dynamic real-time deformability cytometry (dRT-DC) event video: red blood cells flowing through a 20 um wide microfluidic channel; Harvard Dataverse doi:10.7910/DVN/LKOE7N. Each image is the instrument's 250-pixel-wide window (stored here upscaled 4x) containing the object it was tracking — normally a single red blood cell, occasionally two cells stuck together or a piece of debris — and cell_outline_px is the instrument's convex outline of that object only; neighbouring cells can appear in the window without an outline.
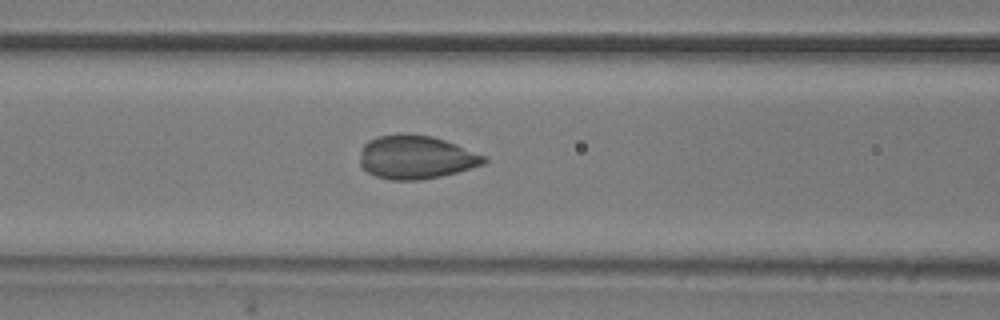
{"species": "common noctule bat (a hibernating species)", "species_latin": "Nyctalus noctula", "temperature_condition": "room temperature", "stored_images_in_passage": 48, "camera_frame_rate_fps": 3000, "um_per_image_px": 0.085, "animal": {"sex": "male", "body_mass_g": 20.5, "forearm_length_mm": 52.5}, "frame": {"image": 1, "passage_image": 17, "time_ms": 5.333, "image_size_px": [1000, 320], "cell_outline_px": [[488, 160], [484, 164], [472, 168], [440, 176], [420, 180], [392, 180], [376, 176], [368, 172], [360, 164], [360, 148], [368, 140], [376, 136], [400, 132], [404, 132], [432, 136], [456, 144], [488, 156]], "centroid_in_image_um": [35.35, 13.34], "position_along_channel_um": 131.2, "area_um2": 31.91}}
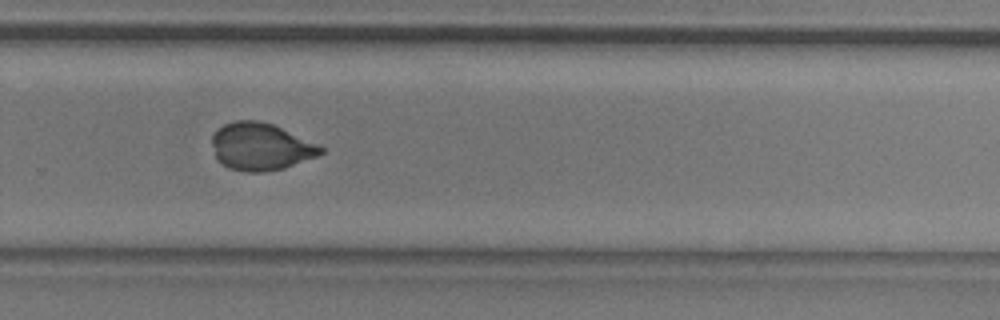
{"frame": {"image": 2, "passage_image": 31, "time_ms": 10.0, "image_size_px": [1000, 320], "cell_outline_px": [[324, 152], [316, 156], [284, 168], [264, 172], [244, 172], [228, 168], [220, 164], [216, 160], [212, 144], [212, 136], [224, 124], [236, 120], [260, 120], [272, 124], [320, 144], [324, 148]], "centroid_in_image_um": [22.15, 12.47], "position_along_channel_um": 307.6, "area_um2": 30.17}}
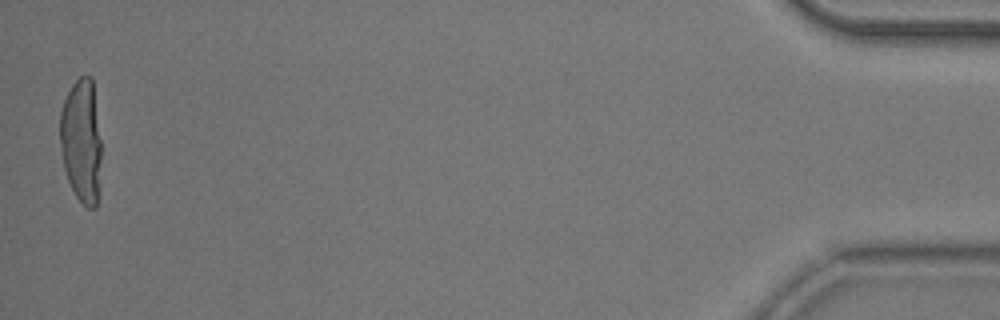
{"frame": {"image": 3, "passage_image": 48, "time_ms": 15.667, "image_size_px": [1000, 320], "cell_outline_px": [[100, 188], [96, 208], [88, 208], [76, 196], [68, 180], [64, 168], [60, 140], [60, 112], [64, 100], [72, 84], [80, 76], [92, 76], [100, 140]], "centroid_in_image_um": [6.92, 11.99], "position_along_channel_um": 428.3, "area_um2": 29.77}}